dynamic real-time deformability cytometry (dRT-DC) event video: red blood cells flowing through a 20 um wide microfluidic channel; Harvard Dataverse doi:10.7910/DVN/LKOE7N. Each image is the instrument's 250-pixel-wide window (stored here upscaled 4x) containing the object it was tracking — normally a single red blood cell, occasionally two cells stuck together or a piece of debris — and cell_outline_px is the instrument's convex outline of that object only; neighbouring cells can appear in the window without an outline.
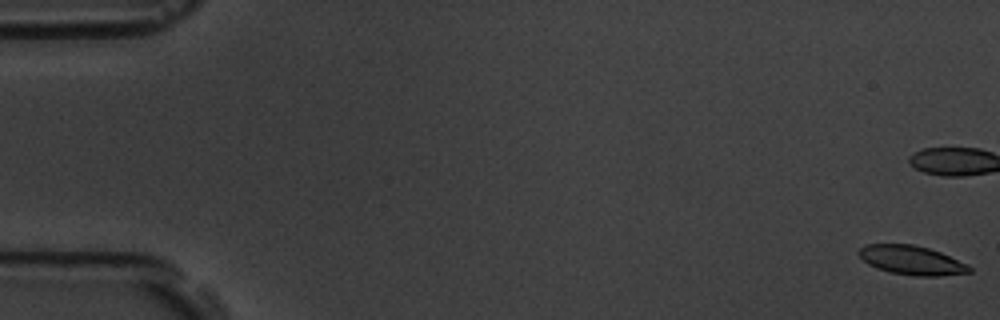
{"species": "common noctule bat (a hibernating species)", "species_latin": "Nyctalus noctula", "temperature_condition": "room temperature", "stored_images_in_passage": 6, "camera_frame_rate_fps": 3000, "um_per_image_px": 0.085, "animal": {"sex": "male", "body_mass_g": 19.5, "forearm_length_mm": 54.6}, "frame": {"image": 1, "passage_image": 1, "time_ms": 0.0, "image_size_px": [1000, 320], "cell_outline_px": [[972, 272], [940, 276], [916, 276], [888, 272], [876, 268], [868, 264], [856, 252], [860, 248], [868, 244], [912, 244], [928, 248], [940, 252], [968, 264], [972, 268]], "centroid_in_image_um": [77.49, 22.12], "position_along_channel_um": 7.5, "area_um2": 18.79}}